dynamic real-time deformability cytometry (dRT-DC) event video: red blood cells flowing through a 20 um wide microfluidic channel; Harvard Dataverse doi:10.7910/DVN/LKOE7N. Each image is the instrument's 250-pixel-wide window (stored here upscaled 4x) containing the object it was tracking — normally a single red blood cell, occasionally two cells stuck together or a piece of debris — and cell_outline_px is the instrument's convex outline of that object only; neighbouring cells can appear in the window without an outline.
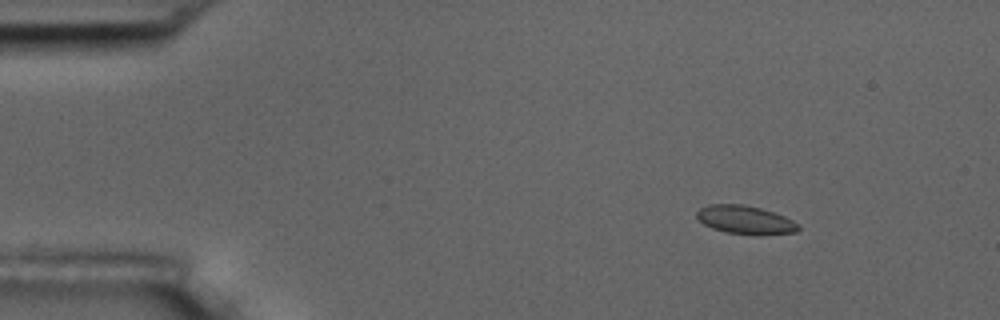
{"species": "common noctule bat (a hibernating species)", "species_latin": "Nyctalus noctula", "temperature_condition": "room temperature", "stored_images_in_passage": 56, "camera_frame_rate_fps": 3000, "um_per_image_px": 0.085, "animal": {"sex": "male", "body_mass_g": 17.5, "forearm_length_mm": 52.3}, "frame": {"image": 1, "passage_image": 7, "time_ms": 2.0, "image_size_px": [1000, 320], "cell_outline_px": [[800, 228], [796, 232], [724, 232], [712, 228], [704, 224], [696, 216], [696, 212], [700, 208], [708, 204], [744, 204], [760, 208], [784, 216], [800, 224]], "centroid_in_image_um": [63.28, 18.63], "position_along_channel_um": 21.7, "area_um2": 16.01}}
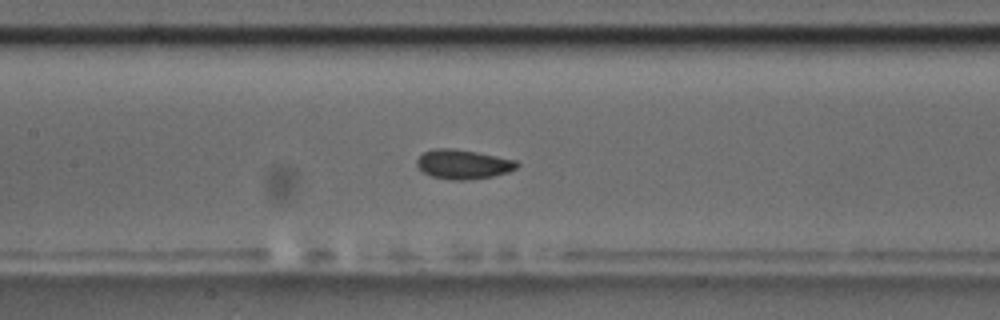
{"frame": {"image": 2, "passage_image": 26, "time_ms": 8.333, "image_size_px": [1000, 320], "cell_outline_px": [[520, 164], [516, 168], [508, 172], [492, 176], [468, 180], [452, 180], [432, 176], [424, 172], [416, 164], [416, 160], [424, 152], [432, 148], [452, 148], [476, 152], [516, 160]], "centroid_in_image_um": [39.36, 13.96], "position_along_channel_um": 168.0, "area_um2": 17.05}}
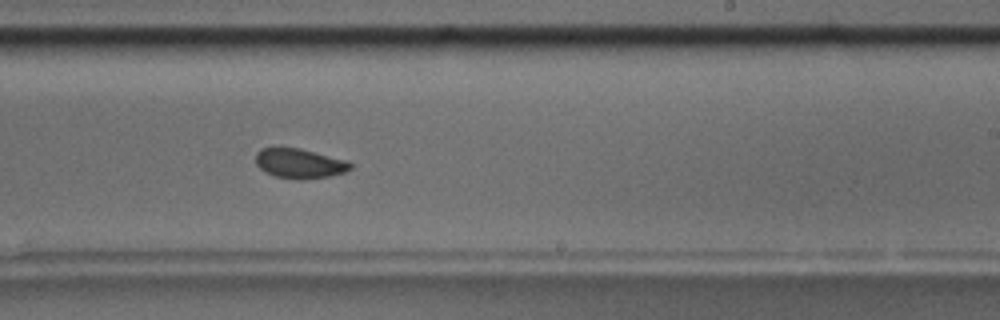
{"frame": {"image": 3, "passage_image": 34, "time_ms": 11.0, "image_size_px": [1000, 320], "cell_outline_px": [[352, 168], [344, 172], [328, 176], [300, 180], [276, 176], [260, 168], [256, 164], [256, 152], [260, 148], [300, 148], [344, 160], [352, 164]], "centroid_in_image_um": [25.44, 13.89], "position_along_channel_um": 263.6, "area_um2": 16.07}, "authors_computed_cell_mechanics": {"area_um2": 16.7042, "velocity_mm_per_s": 3.6007, "shape_relaxation_time_tau1_ms": 4.4666, "shape_relaxation_time_tau2_ms": null, "deformation_change_tau1": 0.0733, "deformation_change_tau2": null}}